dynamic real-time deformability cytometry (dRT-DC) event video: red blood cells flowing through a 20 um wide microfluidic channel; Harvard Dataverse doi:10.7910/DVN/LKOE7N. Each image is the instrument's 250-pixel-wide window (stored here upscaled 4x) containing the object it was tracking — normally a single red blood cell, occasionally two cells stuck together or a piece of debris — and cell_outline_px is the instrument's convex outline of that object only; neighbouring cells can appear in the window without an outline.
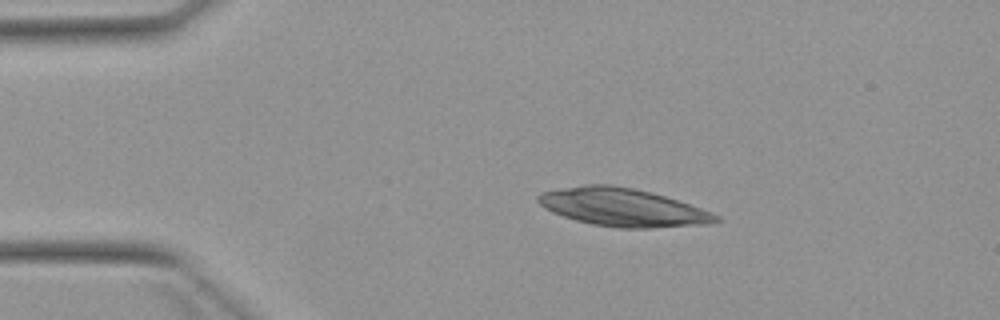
{"species": "Egyptian fruit bat (a non-hibernating species)", "species_latin": "Rousettus aegyptiacus", "temperature_condition": "warm", "stored_images_in_passage": 2, "camera_frame_rate_fps": 3000, "um_per_image_px": 0.085, "animal": {"sex": "female"}, "frame": {"image": 1, "passage_image": 1, "time_ms": 0.0, "image_size_px": [1000, 320], "cell_outline_px": [[720, 220], [708, 224], [652, 228], [620, 228], [592, 224], [576, 220], [552, 212], [544, 208], [536, 200], [536, 196], [540, 192], [584, 184], [608, 184], [632, 188], [664, 196], [712, 212], [720, 216]], "centroid_in_image_um": [52.89, 17.62], "position_along_channel_um": 32.1, "area_um2": 39.13}}